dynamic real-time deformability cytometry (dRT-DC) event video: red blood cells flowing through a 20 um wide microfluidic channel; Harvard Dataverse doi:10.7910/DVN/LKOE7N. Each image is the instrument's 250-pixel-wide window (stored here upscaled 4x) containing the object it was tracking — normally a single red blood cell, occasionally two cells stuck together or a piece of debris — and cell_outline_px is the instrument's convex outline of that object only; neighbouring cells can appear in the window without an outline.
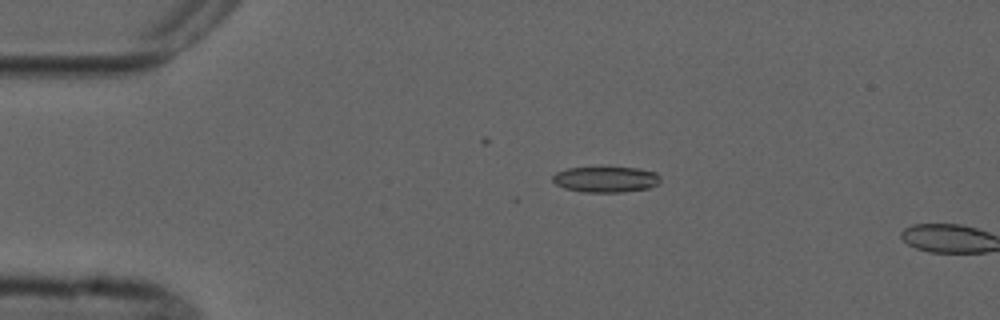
{"species": "common noctule bat (a hibernating species)", "species_latin": "Nyctalus noctula", "temperature_condition": "cold", "stored_images_in_passage": 2, "camera_frame_rate_fps": 3000, "um_per_image_px": 0.085, "animal": {"sex": "male", "forearm_length_mm": 52.5}, "frame": {"image": 1, "passage_image": 1, "time_ms": 0.0, "image_size_px": [1000, 320], "cell_outline_px": [[660, 184], [648, 188], [620, 192], [584, 192], [564, 188], [556, 184], [552, 180], [552, 176], [556, 172], [568, 168], [636, 168], [656, 172], [660, 176]], "centroid_in_image_um": [51.5, 15.25], "position_along_channel_um": 33.5, "area_um2": 16.07}}